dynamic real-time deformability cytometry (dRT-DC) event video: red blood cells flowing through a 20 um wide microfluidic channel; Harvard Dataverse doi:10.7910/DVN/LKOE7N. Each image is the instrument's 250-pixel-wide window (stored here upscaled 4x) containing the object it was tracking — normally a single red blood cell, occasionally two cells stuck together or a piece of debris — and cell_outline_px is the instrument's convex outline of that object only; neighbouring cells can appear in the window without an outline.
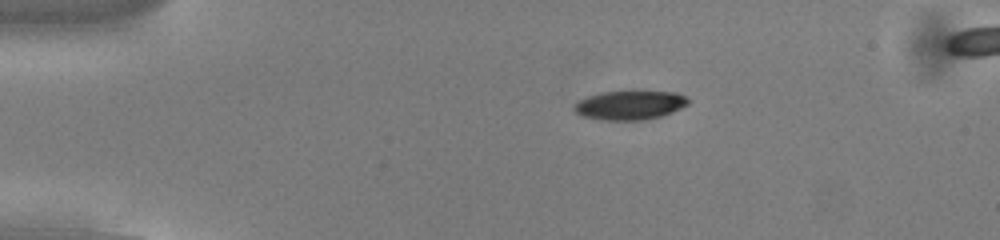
{"species": "common noctule bat (a hibernating species)", "species_latin": "Nyctalus noctula", "temperature_condition": "cold", "stored_images_in_passage": 55, "segment_of_instrument_passage": [1, 2], "camera_frame_rate_fps": 3000, "um_per_image_px": 0.085, "animal": {"sex": "male", "body_mass_g": 13.0, "forearm_length_mm": 53.1}, "frame": {"image": 1, "passage_image": 11, "time_ms": 3.333, "image_size_px": [1000, 240], "cell_outline_px": [[688, 104], [672, 112], [660, 116], [644, 120], [604, 120], [584, 116], [576, 112], [572, 108], [572, 104], [588, 96], [604, 92], [676, 92], [684, 96], [688, 100]], "centroid_in_image_um": [53.51, 8.95], "position_along_channel_um": 31.5, "area_um2": 18.96}}
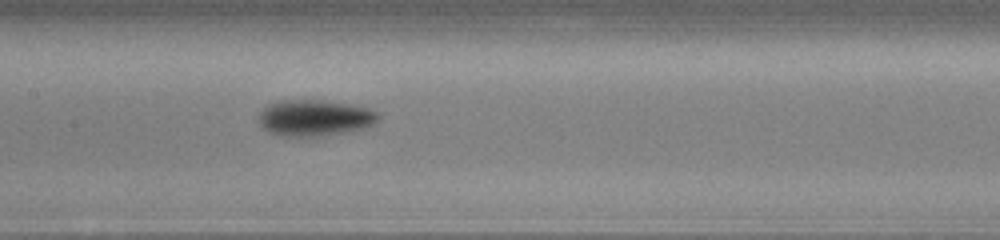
{"frame": {"image": 2, "passage_image": 27, "time_ms": 8.667, "image_size_px": [1000, 240], "cell_outline_px": [[380, 116], [372, 124], [364, 128], [348, 132], [316, 136], [280, 136], [268, 132], [260, 128], [260, 112], [264, 108], [280, 100], [320, 100], [352, 104], [368, 108], [376, 112]], "centroid_in_image_um": [26.74, 10.02], "position_along_channel_um": 180.7, "area_um2": 25.14}}
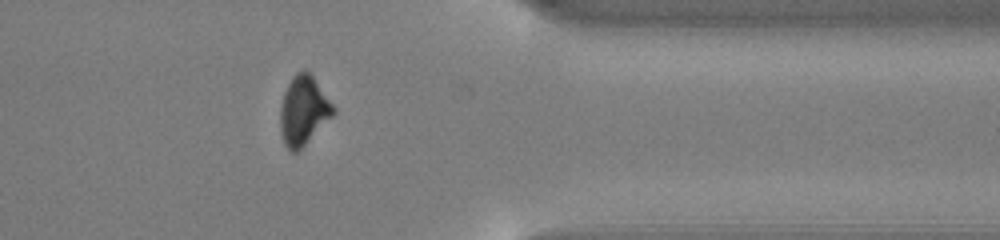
{"frame": {"image": 3, "passage_image": 44, "time_ms": 14.333, "image_size_px": [1000, 240], "cell_outline_px": [[336, 112], [296, 152], [292, 152], [284, 144], [280, 132], [280, 108], [284, 92], [292, 76], [296, 72], [304, 68], [312, 76], [336, 108]], "centroid_in_image_um": [25.77, 9.37], "position_along_channel_um": 385.6, "area_um2": 21.04}}